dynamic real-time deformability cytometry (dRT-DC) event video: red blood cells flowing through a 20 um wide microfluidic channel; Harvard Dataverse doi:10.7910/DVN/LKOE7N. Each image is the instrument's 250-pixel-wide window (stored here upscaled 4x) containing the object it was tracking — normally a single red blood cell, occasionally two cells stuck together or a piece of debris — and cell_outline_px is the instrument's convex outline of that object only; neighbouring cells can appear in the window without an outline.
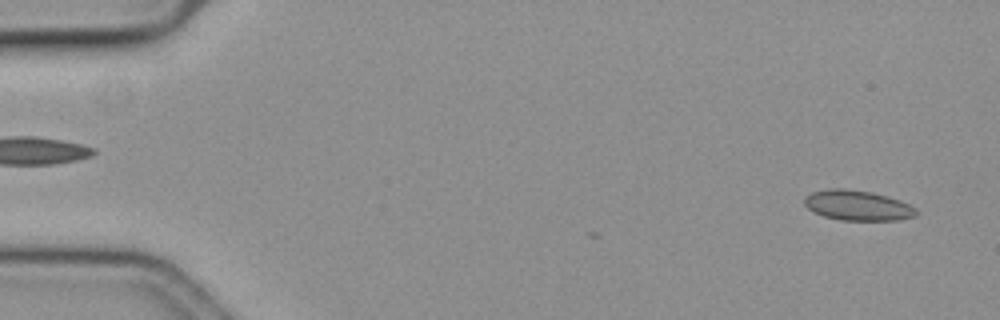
{"species": "common noctule bat (a hibernating species)", "species_latin": "Nyctalus noctula", "temperature_condition": "cold", "stored_images_in_passage": 5, "camera_frame_rate_fps": 3000, "um_per_image_px": 0.085, "animal": {"sex": "female", "body_mass_g": 19.3, "forearm_length_mm": 54.1}, "frame": {"image": 1, "passage_image": 1, "time_ms": 0.0, "image_size_px": [1000, 320], "cell_outline_px": [[916, 216], [900, 220], [840, 220], [824, 216], [808, 208], [804, 204], [804, 196], [812, 192], [828, 188], [844, 188], [872, 192], [888, 196], [900, 200], [916, 208]], "centroid_in_image_um": [72.89, 17.45], "position_along_channel_um": 12.1, "area_um2": 19.71}}